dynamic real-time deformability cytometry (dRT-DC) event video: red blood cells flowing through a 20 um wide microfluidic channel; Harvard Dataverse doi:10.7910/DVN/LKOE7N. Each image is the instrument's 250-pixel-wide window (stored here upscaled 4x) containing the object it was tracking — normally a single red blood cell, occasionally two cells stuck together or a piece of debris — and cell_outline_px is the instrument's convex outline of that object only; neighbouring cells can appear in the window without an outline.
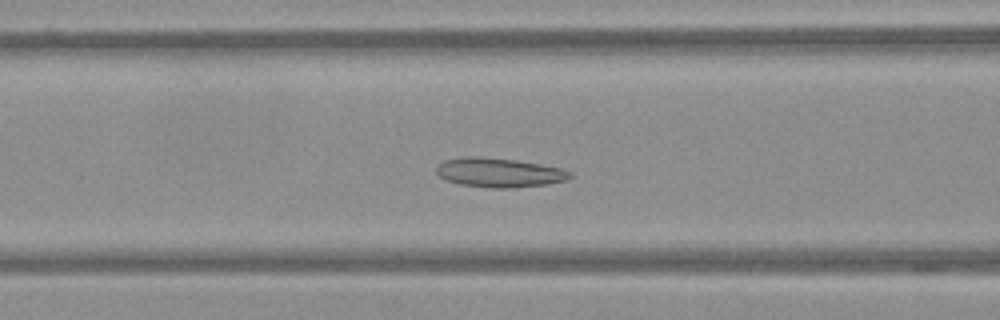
{"species": "Egyptian fruit bat (a non-hibernating species)", "species_latin": "Rousettus aegyptiacus", "temperature_condition": "warm", "stored_images_in_passage": 54, "camera_frame_rate_fps": 3000, "um_per_image_px": 0.085, "frame": {"image": 1, "passage_image": 20, "time_ms": 6.333, "image_size_px": [1000, 320], "cell_outline_px": [[572, 176], [568, 180], [548, 184], [512, 188], [492, 188], [460, 184], [448, 180], [440, 176], [436, 172], [436, 168], [444, 160], [464, 156], [480, 156], [516, 160], [540, 164], [560, 168], [572, 172]], "centroid_in_image_um": [42.45, 14.66], "position_along_channel_um": 124.1, "area_um2": 22.83}}
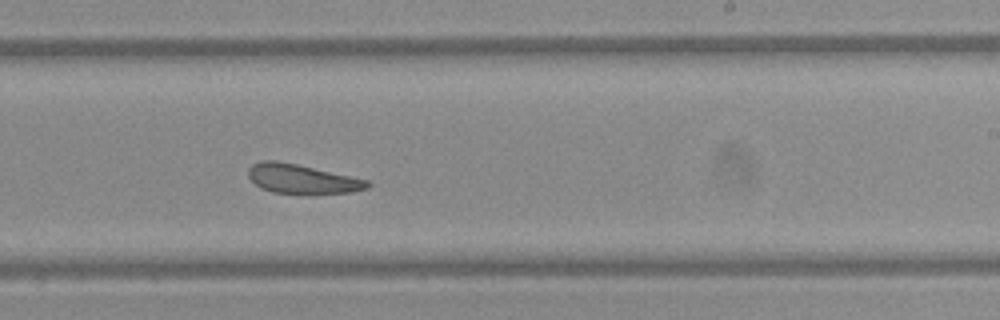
{"frame": {"image": 2, "passage_image": 32, "time_ms": 10.333, "image_size_px": [1000, 320], "cell_outline_px": [[372, 184], [368, 188], [352, 192], [308, 196], [272, 192], [260, 188], [248, 176], [248, 168], [252, 164], [260, 160], [276, 160], [296, 164], [368, 180]], "centroid_in_image_um": [25.67, 15.25], "position_along_channel_um": 263.3, "area_um2": 20.92}}
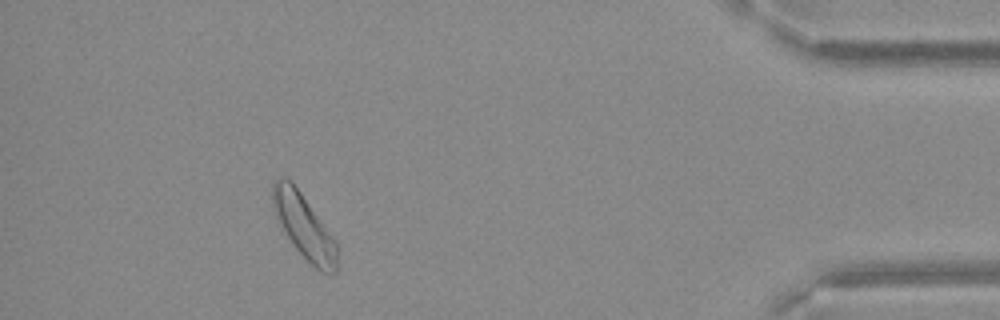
{"frame": {"image": 3, "passage_image": 49, "time_ms": 16.0, "image_size_px": [1000, 320], "cell_outline_px": [[336, 272], [320, 272], [292, 244], [276, 220], [272, 208], [272, 180], [276, 176], [284, 176], [292, 180], [332, 236], [336, 244]], "centroid_in_image_um": [25.75, 19.14], "position_along_channel_um": 409.5, "area_um2": 23.99}}